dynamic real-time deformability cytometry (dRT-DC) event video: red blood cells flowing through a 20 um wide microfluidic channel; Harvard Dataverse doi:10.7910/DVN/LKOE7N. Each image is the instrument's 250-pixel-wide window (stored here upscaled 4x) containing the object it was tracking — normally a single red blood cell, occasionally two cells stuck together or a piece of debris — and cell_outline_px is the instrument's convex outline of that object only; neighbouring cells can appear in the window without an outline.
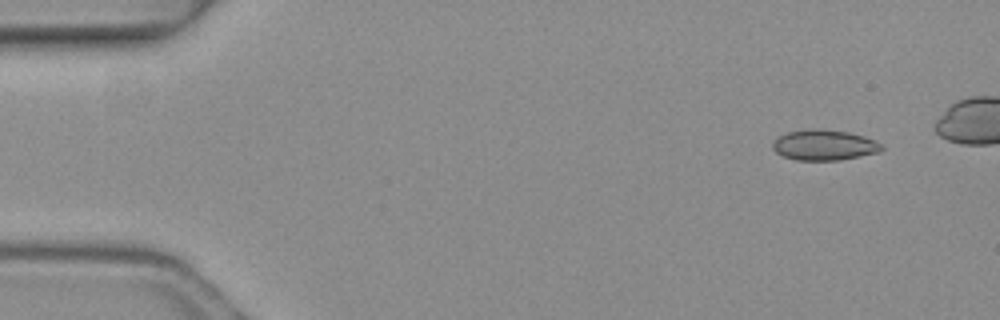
{"species": "common noctule bat (a hibernating species)", "species_latin": "Nyctalus noctula", "temperature_condition": "warm", "stored_images_in_passage": 5, "camera_frame_rate_fps": 3000, "um_per_image_px": 0.085, "animal": {"sex": "female", "body_mass_g": 19.3, "forearm_length_mm": 54.1}, "frame": {"image": 1, "passage_image": 1, "time_ms": 0.0, "image_size_px": [1000, 320], "cell_outline_px": [[884, 148], [880, 152], [840, 160], [796, 160], [784, 156], [776, 152], [772, 148], [772, 144], [776, 136], [788, 132], [808, 128], [820, 128], [848, 132], [864, 136], [876, 140], [884, 144]], "centroid_in_image_um": [70.07, 12.31], "position_along_channel_um": 14.9, "area_um2": 19.71}}